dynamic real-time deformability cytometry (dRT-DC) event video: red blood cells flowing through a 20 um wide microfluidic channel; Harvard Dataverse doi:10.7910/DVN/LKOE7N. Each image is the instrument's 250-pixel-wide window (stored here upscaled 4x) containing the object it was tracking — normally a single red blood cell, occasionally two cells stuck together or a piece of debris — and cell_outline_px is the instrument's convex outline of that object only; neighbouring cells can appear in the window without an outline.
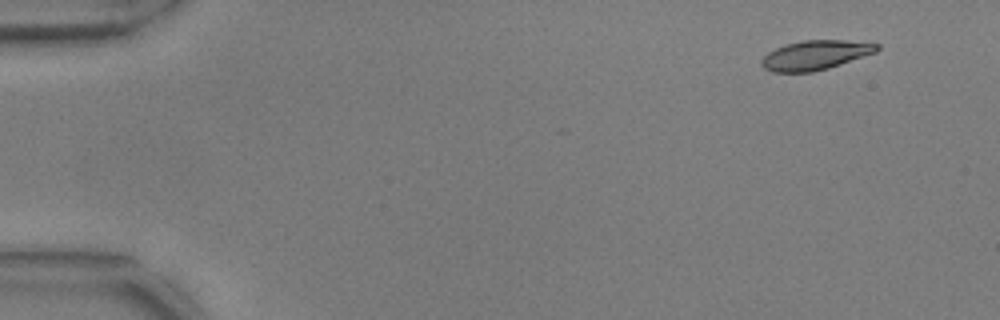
{"species": "common noctule bat (a hibernating species)", "species_latin": "Nyctalus noctula", "temperature_condition": "warm", "stored_images_in_passage": 3, "camera_frame_rate_fps": 3000, "um_per_image_px": 0.085, "animal": {"sex": "male", "body_mass_g": 17.9, "forearm_length_mm": 54.2}, "frame": {"image": 1, "passage_image": 1, "time_ms": 0.0, "image_size_px": [1000, 320], "cell_outline_px": [[880, 48], [876, 52], [828, 68], [812, 72], [772, 72], [764, 68], [760, 64], [760, 60], [768, 52], [784, 44], [804, 40], [844, 40], [880, 44]], "centroid_in_image_um": [69.27, 4.68], "position_along_channel_um": 15.7, "area_um2": 19.77}}